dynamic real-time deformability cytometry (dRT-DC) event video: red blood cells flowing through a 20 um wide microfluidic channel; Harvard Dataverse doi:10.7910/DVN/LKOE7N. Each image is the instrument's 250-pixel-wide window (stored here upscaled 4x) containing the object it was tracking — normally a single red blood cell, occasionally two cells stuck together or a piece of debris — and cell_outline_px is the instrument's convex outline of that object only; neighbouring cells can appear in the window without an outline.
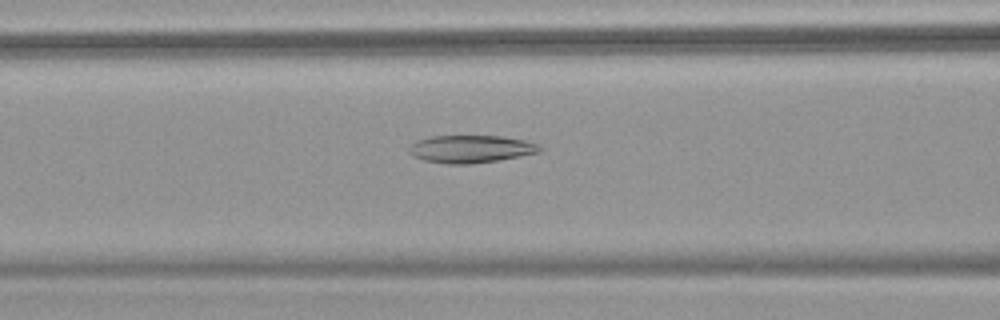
{"species": "common noctule bat (a hibernating species)", "species_latin": "Nyctalus noctula", "temperature_condition": "warm", "stored_images_in_passage": 54, "camera_frame_rate_fps": 3000, "um_per_image_px": 0.085, "animal": {"sex": "female", "body_mass_g": 18.4}, "frame": {"image": 1, "passage_image": 23, "time_ms": 7.333, "image_size_px": [1000, 320], "cell_outline_px": [[544, 148], [540, 152], [500, 160], [468, 164], [448, 164], [424, 160], [412, 156], [408, 152], [408, 148], [416, 140], [432, 136], [504, 136], [524, 140], [536, 144]], "centroid_in_image_um": [40.01, 12.66], "position_along_channel_um": 126.6, "area_um2": 21.1}}
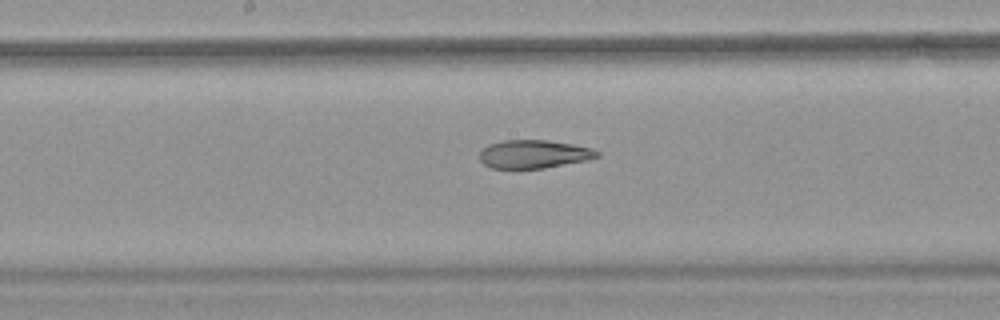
{"frame": {"image": 2, "passage_image": 29, "time_ms": 9.333, "image_size_px": [1000, 320], "cell_outline_px": [[600, 156], [588, 160], [544, 168], [492, 168], [484, 164], [480, 160], [480, 152], [488, 144], [504, 140], [548, 140], [572, 144], [592, 148], [600, 152]], "centroid_in_image_um": [45.4, 13.09], "position_along_channel_um": 202.8, "area_um2": 19.36}}
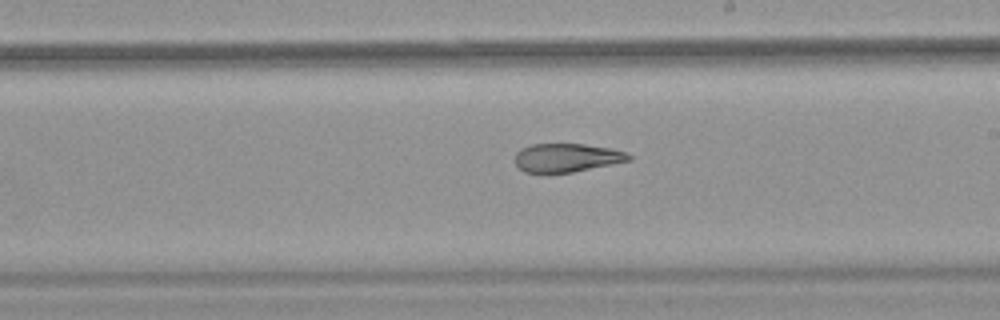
{"frame": {"image": 3, "passage_image": 32, "time_ms": 10.333, "image_size_px": [1000, 320], "cell_outline_px": [[632, 160], [572, 172], [548, 176], [544, 176], [524, 172], [516, 164], [516, 152], [520, 148], [532, 144], [584, 144], [612, 148], [628, 152], [632, 156]], "centroid_in_image_um": [48.15, 13.44], "position_along_channel_um": 240.9, "area_um2": 19.65}, "authors_computed_cell_mechanics": {"area_um2": 24.9118, "velocity_mm_per_s": 3.8184, "shape_relaxation_time_tau1_ms": null, "shape_relaxation_time_tau2_ms": 3.6416, "deformation_change_tau1": null, "deformation_change_tau2": 0.1303}}